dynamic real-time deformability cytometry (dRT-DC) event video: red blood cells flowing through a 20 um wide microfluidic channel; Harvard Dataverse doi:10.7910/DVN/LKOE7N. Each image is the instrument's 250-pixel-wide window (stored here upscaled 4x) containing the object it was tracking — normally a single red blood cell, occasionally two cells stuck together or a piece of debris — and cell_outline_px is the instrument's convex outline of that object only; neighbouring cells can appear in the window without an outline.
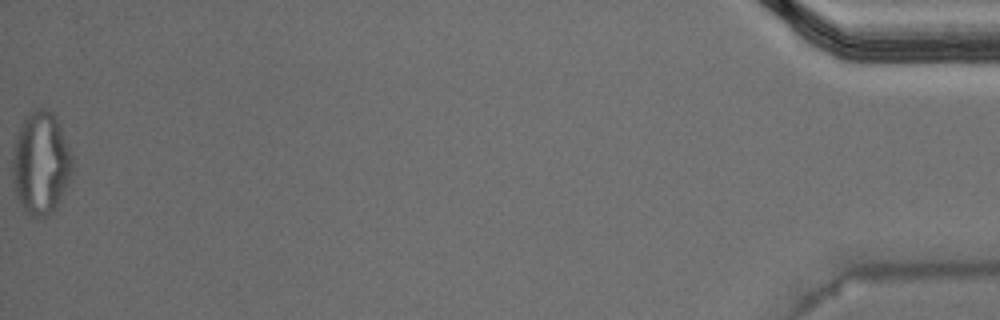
{"species": "Egyptian fruit bat (a non-hibernating species)", "species_latin": "Rousettus aegyptiacus", "temperature_condition": "warm", "stored_images_in_passage": 51, "segment_of_instrument_passage": [2, 2], "camera_frame_rate_fps": 3000, "um_per_image_px": 0.085, "animal": {"sex": "male"}, "frame": {"image": 1, "passage_image": 51, "time_ms": 16.667, "image_size_px": [1000, 320], "cell_outline_px": [[72, 180], [56, 208], [48, 216], [32, 216], [24, 212], [16, 196], [12, 180], [12, 156], [16, 136], [20, 124], [36, 108], [48, 108], [56, 116], [72, 156]], "centroid_in_image_um": [3.47, 13.9], "position_along_channel_um": 431.7, "area_um2": 36.3}}